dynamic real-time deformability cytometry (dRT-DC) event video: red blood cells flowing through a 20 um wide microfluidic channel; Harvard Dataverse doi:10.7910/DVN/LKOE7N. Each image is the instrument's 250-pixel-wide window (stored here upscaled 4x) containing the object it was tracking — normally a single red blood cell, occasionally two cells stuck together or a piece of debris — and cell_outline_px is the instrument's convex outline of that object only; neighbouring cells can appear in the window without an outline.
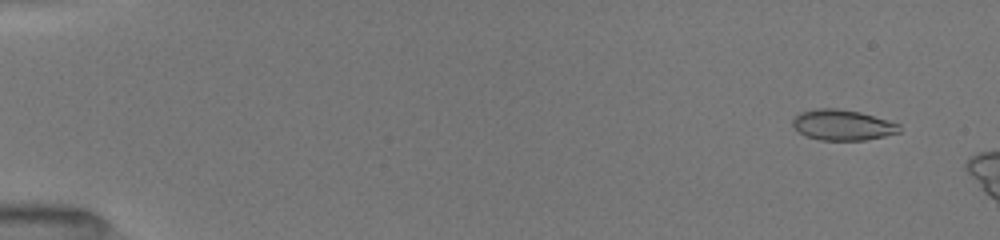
{"species": "common noctule bat (a hibernating species)", "species_latin": "Nyctalus noctula", "temperature_condition": "room temperature", "stored_images_in_passage": 49, "camera_frame_rate_fps": 3000, "um_per_image_px": 0.085, "animal": {"sex": "female", "body_mass_g": 19.5, "forearm_length_mm": 54.1}, "frame": {"image": 1, "passage_image": 4, "time_ms": 1.0, "image_size_px": [1000, 240], "cell_outline_px": [[900, 132], [884, 136], [864, 140], [820, 140], [804, 136], [792, 124], [792, 120], [800, 112], [816, 108], [836, 108], [860, 112], [888, 120], [900, 124]], "centroid_in_image_um": [71.61, 10.62], "position_along_channel_um": 13.4, "area_um2": 19.02}}
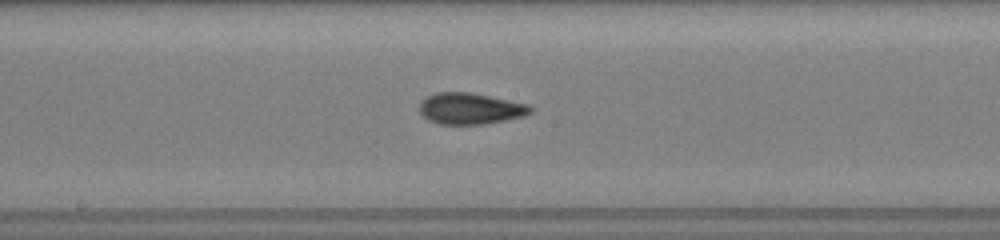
{"frame": {"image": 2, "passage_image": 29, "time_ms": 9.333, "image_size_px": [1000, 240], "cell_outline_px": [[532, 112], [524, 116], [484, 124], [440, 124], [428, 120], [420, 112], [420, 100], [436, 92], [472, 92], [528, 104], [532, 108]], "centroid_in_image_um": [39.97, 9.22], "position_along_channel_um": 208.2, "area_um2": 20.23}}
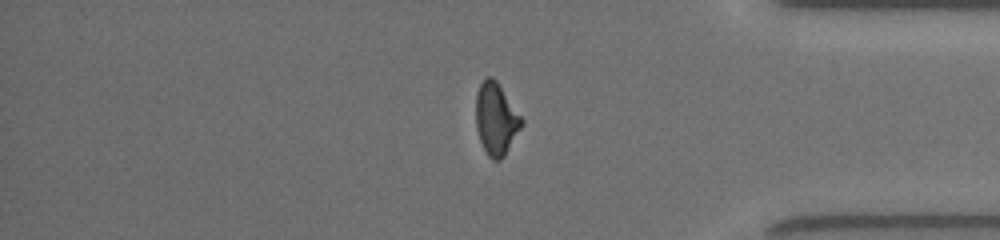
{"frame": {"image": 3, "passage_image": 44, "time_ms": 14.333, "image_size_px": [1000, 240], "cell_outline_px": [[524, 124], [504, 156], [500, 160], [492, 160], [488, 156], [480, 140], [476, 128], [476, 92], [480, 84], [488, 76], [492, 76], [496, 80], [524, 120]], "centroid_in_image_um": [42.17, 10.11], "position_along_channel_um": 393.0, "area_um2": 19.19}}